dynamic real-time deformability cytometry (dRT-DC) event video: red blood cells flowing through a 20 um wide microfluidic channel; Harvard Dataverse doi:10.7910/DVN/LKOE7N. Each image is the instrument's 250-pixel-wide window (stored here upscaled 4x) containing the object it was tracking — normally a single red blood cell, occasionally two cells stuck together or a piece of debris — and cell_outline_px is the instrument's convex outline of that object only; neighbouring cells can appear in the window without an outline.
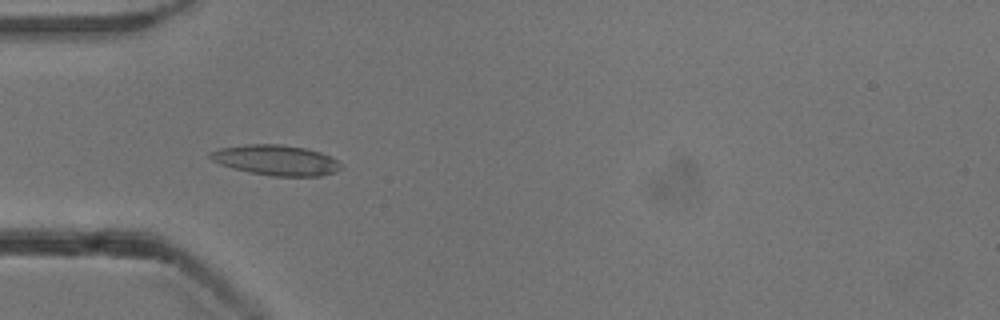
{"species": "common noctule bat (a hibernating species)", "species_latin": "Nyctalus noctula", "temperature_condition": "cold", "stored_images_in_passage": 47, "camera_frame_rate_fps": 3000, "um_per_image_px": 0.085, "animal": {"sex": "male", "body_mass_g": 13.3}, "frame": {"image": 1, "passage_image": 10, "time_ms": 3.0, "image_size_px": [1000, 320], "cell_outline_px": [[344, 168], [336, 172], [320, 176], [272, 176], [248, 172], [232, 168], [220, 164], [212, 160], [208, 156], [208, 152], [216, 148], [248, 144], [280, 144], [304, 148], [320, 152], [344, 164]], "centroid_in_image_um": [23.45, 13.61], "position_along_channel_um": 61.6, "area_um2": 23.35}}
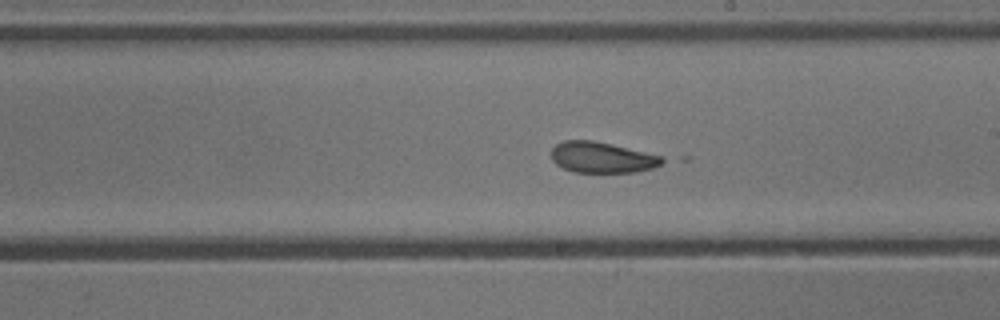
{"frame": {"image": 2, "passage_image": 24, "time_ms": 7.667, "image_size_px": [1000, 320], "cell_outline_px": [[668, 160], [652, 168], [636, 172], [572, 172], [556, 164], [552, 160], [552, 148], [556, 144], [564, 140], [592, 140], [612, 144], [660, 156]], "centroid_in_image_um": [51.15, 13.38], "position_along_channel_um": 237.9, "area_um2": 19.83}}
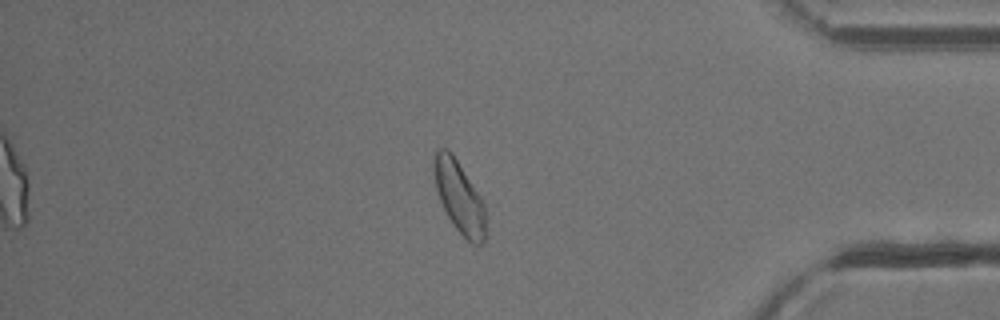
{"frame": {"image": 3, "passage_image": 39, "time_ms": 12.667, "image_size_px": [1000, 320], "cell_outline_px": [[484, 240], [480, 244], [472, 244], [452, 224], [440, 200], [436, 188], [432, 168], [432, 160], [436, 148], [448, 148], [452, 152], [480, 196], [484, 204]], "centroid_in_image_um": [38.98, 16.66], "position_along_channel_um": 396.2, "area_um2": 21.44}}